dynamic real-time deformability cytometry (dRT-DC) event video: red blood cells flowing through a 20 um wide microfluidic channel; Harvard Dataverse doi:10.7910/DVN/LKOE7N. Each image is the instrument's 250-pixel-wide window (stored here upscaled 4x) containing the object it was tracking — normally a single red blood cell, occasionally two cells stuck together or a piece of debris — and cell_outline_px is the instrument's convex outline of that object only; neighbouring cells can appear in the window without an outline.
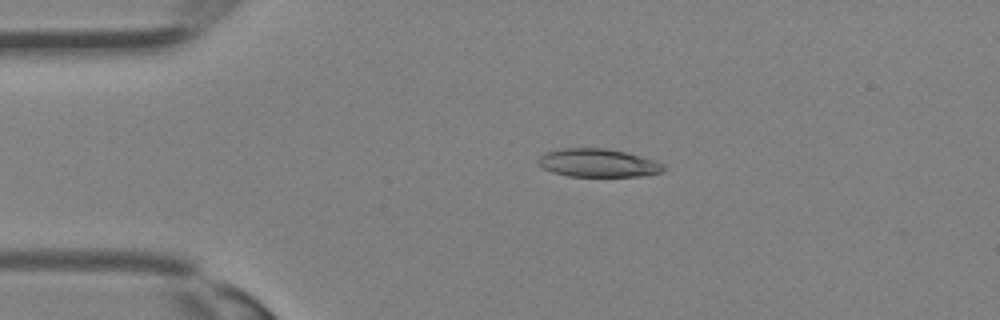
{"species": "Egyptian fruit bat (a non-hibernating species)", "species_latin": "Rousettus aegyptiacus", "temperature_condition": "room temperature", "stored_images_in_passage": 33, "camera_frame_rate_fps": 3000, "um_per_image_px": 0.085, "animal": {"sex": "female"}, "frame": {"image": 1, "passage_image": 7, "time_ms": 2.0, "image_size_px": [1000, 320], "cell_outline_px": [[664, 168], [660, 172], [640, 176], [568, 176], [552, 172], [544, 168], [540, 164], [540, 156], [544, 152], [560, 148], [604, 148], [624, 152], [656, 160], [664, 164]], "centroid_in_image_um": [50.83, 13.84], "position_along_channel_um": 34.2, "area_um2": 20.4}}
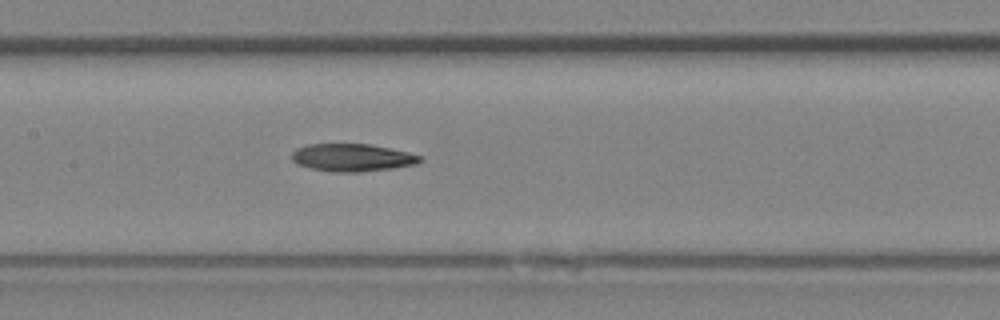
{"frame": {"image": 2, "passage_image": 16, "time_ms": 5.0, "image_size_px": [1000, 320], "cell_outline_px": [[424, 160], [416, 164], [392, 168], [360, 172], [332, 172], [312, 168], [296, 164], [292, 160], [292, 152], [296, 148], [308, 144], [368, 144], [392, 148], [408, 152], [420, 156]], "centroid_in_image_um": [29.94, 13.39], "position_along_channel_um": 177.5, "area_um2": 20.69}}
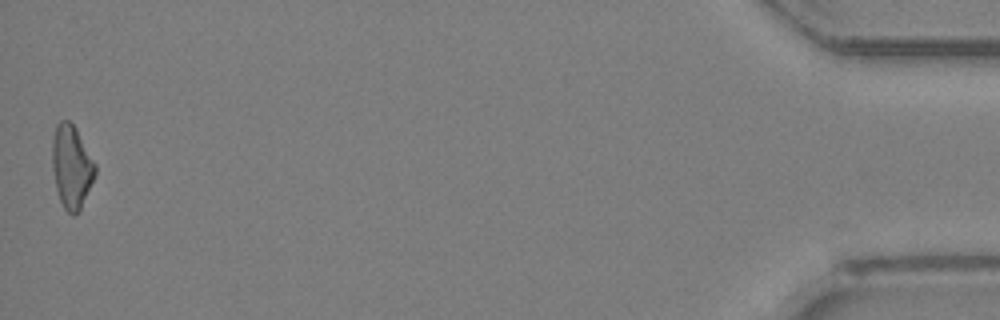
{"frame": {"image": 3, "passage_image": 33, "time_ms": 10.667, "image_size_px": [1000, 320], "cell_outline_px": [[96, 176], [80, 208], [72, 216], [64, 208], [60, 200], [56, 188], [52, 168], [52, 136], [56, 124], [60, 120], [68, 120], [76, 128], [96, 164]], "centroid_in_image_um": [6.07, 14.13], "position_along_channel_um": 429.1, "area_um2": 20.87}}